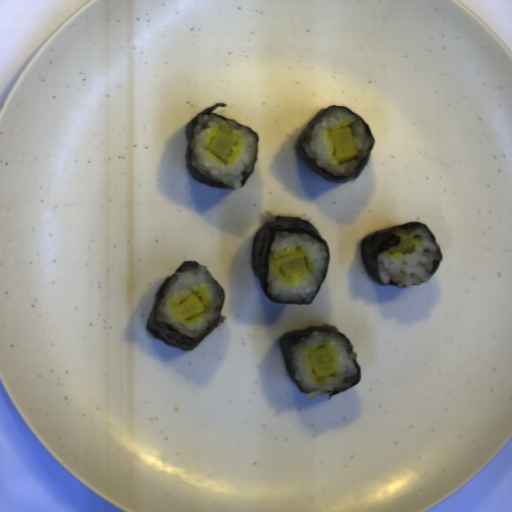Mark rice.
Segmentation results:
<instances>
[{"instance_id":"6","label":"rice","mask_w":512,"mask_h":512,"mask_svg":"<svg viewBox=\"0 0 512 512\" xmlns=\"http://www.w3.org/2000/svg\"><path fill=\"white\" fill-rule=\"evenodd\" d=\"M396 236H411L415 246L405 253H391L388 249L378 254L381 281L384 285L392 281L399 289L427 283L439 262L434 239L423 228H403L396 232Z\"/></svg>"},{"instance_id":"1","label":"rice","mask_w":512,"mask_h":512,"mask_svg":"<svg viewBox=\"0 0 512 512\" xmlns=\"http://www.w3.org/2000/svg\"><path fill=\"white\" fill-rule=\"evenodd\" d=\"M236 140L233 152L225 163L208 145L217 131ZM257 152V136L249 129L214 114L200 115L189 144L190 163L198 172L227 187L239 190L243 179L252 173Z\"/></svg>"},{"instance_id":"4","label":"rice","mask_w":512,"mask_h":512,"mask_svg":"<svg viewBox=\"0 0 512 512\" xmlns=\"http://www.w3.org/2000/svg\"><path fill=\"white\" fill-rule=\"evenodd\" d=\"M326 347L335 362L336 371L325 377H317L309 355ZM290 358L295 378L310 401L317 395H325L331 389L341 387L357 372L353 363L357 354L352 353L343 336L327 329L300 337L290 348Z\"/></svg>"},{"instance_id":"2","label":"rice","mask_w":512,"mask_h":512,"mask_svg":"<svg viewBox=\"0 0 512 512\" xmlns=\"http://www.w3.org/2000/svg\"><path fill=\"white\" fill-rule=\"evenodd\" d=\"M302 252L307 268L284 276L277 259ZM327 263V250L322 243L305 233L275 232L269 247L267 292L281 302L310 303L323 278Z\"/></svg>"},{"instance_id":"3","label":"rice","mask_w":512,"mask_h":512,"mask_svg":"<svg viewBox=\"0 0 512 512\" xmlns=\"http://www.w3.org/2000/svg\"><path fill=\"white\" fill-rule=\"evenodd\" d=\"M192 293L205 307L202 313L185 320L178 316L175 307ZM222 302L223 292L217 280L210 274L207 265H201L179 272L171 278L160 298L155 318L184 336L196 339L217 319Z\"/></svg>"},{"instance_id":"5","label":"rice","mask_w":512,"mask_h":512,"mask_svg":"<svg viewBox=\"0 0 512 512\" xmlns=\"http://www.w3.org/2000/svg\"><path fill=\"white\" fill-rule=\"evenodd\" d=\"M350 127L353 131L358 155L349 161L340 162L334 157L331 130ZM373 140L364 124L351 112L332 107L320 116L310 128L301 146L306 155L335 176H347L355 172L365 159Z\"/></svg>"}]
</instances>
